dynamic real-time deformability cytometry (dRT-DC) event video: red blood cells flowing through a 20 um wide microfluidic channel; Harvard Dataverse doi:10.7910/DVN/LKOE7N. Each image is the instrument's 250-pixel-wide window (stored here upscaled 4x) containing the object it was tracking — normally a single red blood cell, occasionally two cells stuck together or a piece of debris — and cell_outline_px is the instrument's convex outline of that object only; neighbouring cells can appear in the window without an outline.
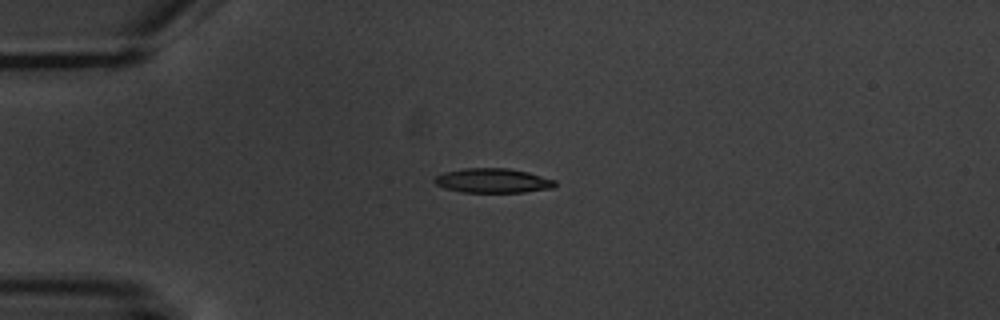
{"species": "common noctule bat (a hibernating species)", "species_latin": "Nyctalus noctula", "temperature_condition": "warm", "stored_images_in_passage": 4, "camera_frame_rate_fps": 3000, "um_per_image_px": 0.085, "animal": {"sex": "male", "body_mass_g": 20.1, "forearm_length_mm": 53.5}, "frame": {"image": 1, "passage_image": 3, "time_ms": 3.667, "image_size_px": [1000, 320], "cell_outline_px": [[556, 184], [552, 188], [524, 192], [464, 192], [444, 188], [436, 184], [432, 180], [436, 176], [444, 172], [464, 168], [508, 168], [528, 172], [556, 180]], "centroid_in_image_um": [41.88, 15.35], "position_along_channel_um": 43.1, "area_um2": 17.17}}